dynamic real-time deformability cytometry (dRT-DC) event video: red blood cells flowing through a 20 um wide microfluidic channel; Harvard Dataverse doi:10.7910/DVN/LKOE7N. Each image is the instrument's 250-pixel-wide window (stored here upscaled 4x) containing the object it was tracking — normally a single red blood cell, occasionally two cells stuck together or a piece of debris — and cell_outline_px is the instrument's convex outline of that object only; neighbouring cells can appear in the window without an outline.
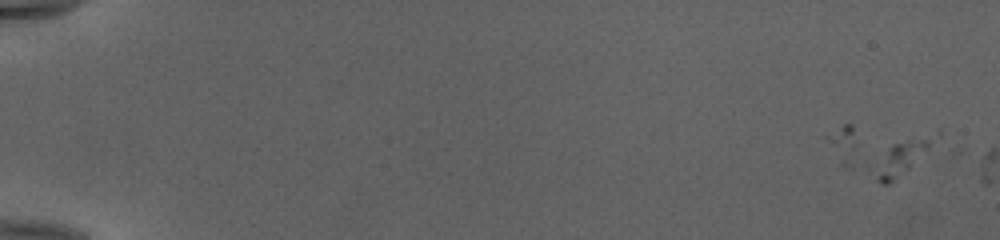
{"species": "human", "species_latin": "Homo sapiens", "temperature_condition": "cold", "stored_images_in_passage": 3, "camera_frame_rate_fps": 3000, "um_per_image_px": 0.085, "donor": {"sex": "female"}, "frame": {"image": 1, "passage_image": 3, "time_ms": 0.667, "image_size_px": [1000, 240], "cell_outline_px": [[932, 136], [928, 144], [908, 168], [888, 184], [884, 184], [840, 164], [844, 124], [852, 124]], "centroid_in_image_um": [74.82, 12.85], "position_along_channel_um": 10.2, "area_um2": 26.18}}